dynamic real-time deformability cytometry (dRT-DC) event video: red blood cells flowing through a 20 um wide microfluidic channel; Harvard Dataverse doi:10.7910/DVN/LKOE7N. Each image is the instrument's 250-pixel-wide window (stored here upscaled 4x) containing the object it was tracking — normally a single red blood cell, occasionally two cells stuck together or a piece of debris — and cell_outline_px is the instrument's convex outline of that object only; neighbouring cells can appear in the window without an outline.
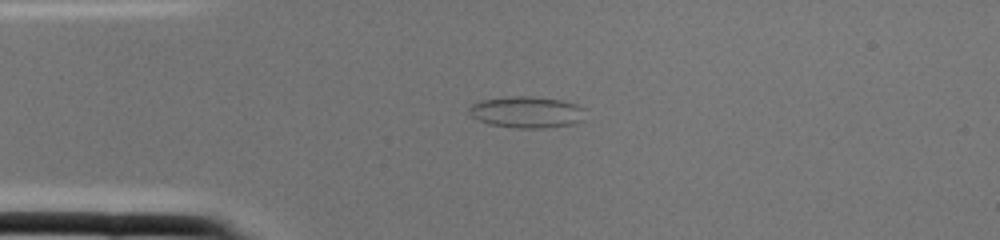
{"species": "common noctule bat (a hibernating species)", "species_latin": "Nyctalus noctula", "temperature_condition": "cold", "stored_images_in_passage": 1, "camera_frame_rate_fps": 3000, "um_per_image_px": 0.085, "animal": {"sex": "female", "body_mass_g": 22.0, "forearm_length_mm": 56.7}, "frame": {"image": 1, "passage_image": 1, "time_ms": 0.0, "image_size_px": [1000, 240], "cell_outline_px": [[584, 120], [572, 124], [544, 128], [512, 128], [492, 124], [476, 120], [468, 112], [468, 108], [472, 104], [484, 100], [508, 96], [532, 96], [560, 100], [576, 104], [584, 108]], "centroid_in_image_um": [44.77, 9.53], "position_along_channel_um": 40.2, "area_um2": 21.39}}